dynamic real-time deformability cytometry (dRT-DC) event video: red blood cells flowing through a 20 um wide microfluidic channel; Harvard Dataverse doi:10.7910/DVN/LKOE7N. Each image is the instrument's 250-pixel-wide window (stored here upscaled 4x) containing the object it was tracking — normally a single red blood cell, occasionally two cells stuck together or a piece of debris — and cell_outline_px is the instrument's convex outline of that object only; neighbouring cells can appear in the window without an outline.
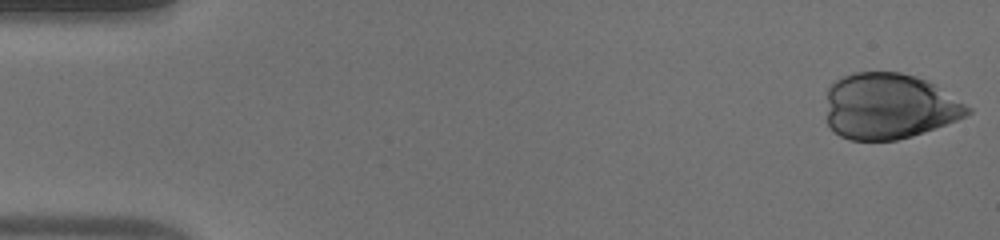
{"species": "human", "species_latin": "Homo sapiens", "temperature_condition": "warm", "stored_images_in_passage": 43, "camera_frame_rate_fps": 3000, "um_per_image_px": 0.085, "donor": {"sex": "male"}, "frame": {"image": 1, "passage_image": 1, "time_ms": 0.0, "image_size_px": [1000, 240], "cell_outline_px": [[972, 112], [968, 116], [924, 132], [912, 136], [896, 140], [848, 140], [840, 136], [828, 124], [828, 88], [840, 76], [852, 72], [900, 72], [916, 76], [932, 84], [972, 108]], "centroid_in_image_um": [75.57, 9.03], "position_along_channel_um": 9.4, "area_um2": 54.04}}
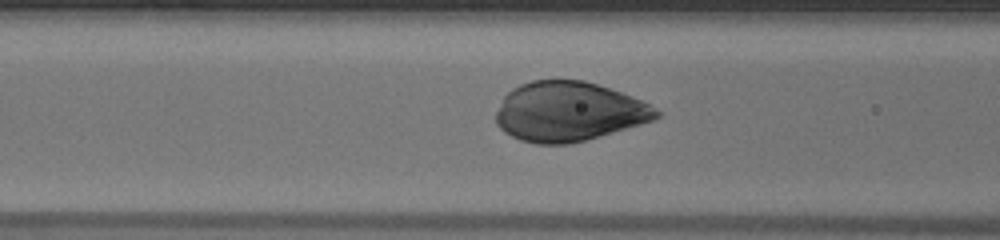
{"frame": {"image": 2, "passage_image": 21, "time_ms": 6.667, "image_size_px": [1000, 240], "cell_outline_px": [[660, 116], [652, 120], [640, 124], [600, 136], [568, 144], [536, 144], [520, 140], [504, 132], [496, 124], [496, 112], [504, 96], [512, 88], [520, 84], [532, 80], [584, 80], [632, 96], [656, 108], [660, 112]], "centroid_in_image_um": [48.31, 9.49], "position_along_channel_um": 118.3, "area_um2": 55.31}}
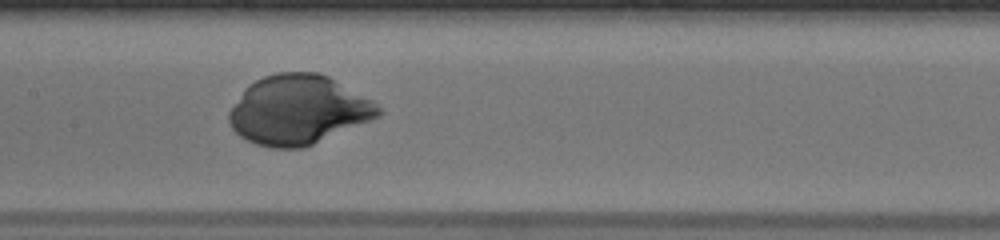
{"frame": {"image": 3, "passage_image": 26, "time_ms": 8.333, "image_size_px": [1000, 240], "cell_outline_px": [[380, 116], [304, 148], [272, 148], [256, 144], [240, 136], [232, 128], [228, 120], [228, 112], [244, 88], [248, 84], [264, 76], [276, 72], [320, 72], [328, 76], [372, 100], [380, 108]], "centroid_in_image_um": [25.32, 9.33], "position_along_channel_um": 182.1, "area_um2": 60.11}}